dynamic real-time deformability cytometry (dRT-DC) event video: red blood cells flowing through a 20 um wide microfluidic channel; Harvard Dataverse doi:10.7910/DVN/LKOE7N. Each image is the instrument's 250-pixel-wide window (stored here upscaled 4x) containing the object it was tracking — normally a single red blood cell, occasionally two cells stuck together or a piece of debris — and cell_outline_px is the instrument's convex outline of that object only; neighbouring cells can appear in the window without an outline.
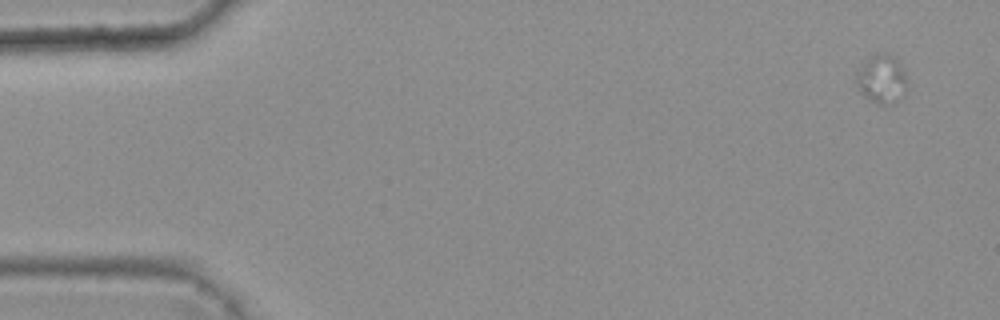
{"species": "common noctule bat (a hibernating species)", "species_latin": "Nyctalus noctula", "temperature_condition": "warm", "stored_images_in_passage": 6, "camera_frame_rate_fps": 3000, "um_per_image_px": 0.085, "animal": {"sex": "female", "body_mass_g": 25.1}, "frame": {"image": 1, "passage_image": 1, "time_ms": 0.0, "image_size_px": [1000, 320], "cell_outline_px": [[908, 84], [904, 96], [896, 104], [876, 104], [864, 96], [860, 92], [856, 84], [856, 72], [876, 52], [888, 52], [900, 60], [904, 68]], "centroid_in_image_um": [75.01, 6.73], "position_along_channel_um": 10.0, "area_um2": 14.97}}